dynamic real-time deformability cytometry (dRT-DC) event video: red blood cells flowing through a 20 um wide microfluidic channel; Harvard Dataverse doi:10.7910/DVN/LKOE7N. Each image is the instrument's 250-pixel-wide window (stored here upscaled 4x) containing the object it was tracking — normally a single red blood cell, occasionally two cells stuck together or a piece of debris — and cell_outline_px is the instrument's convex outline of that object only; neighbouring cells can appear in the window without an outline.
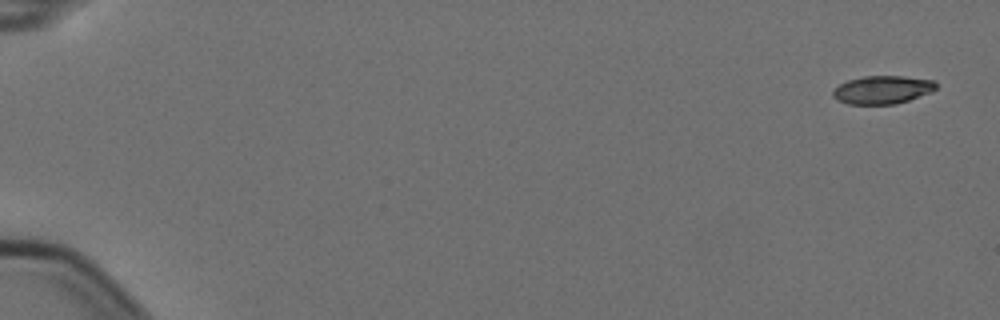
{"species": "Egyptian fruit bat (a non-hibernating species)", "species_latin": "Rousettus aegyptiacus", "temperature_condition": "cold", "stored_images_in_passage": 5, "camera_frame_rate_fps": 3000, "um_per_image_px": 0.085, "animal": {"sex": "female"}, "frame": {"image": 1, "passage_image": 1, "time_ms": 0.0, "image_size_px": [1000, 320], "cell_outline_px": [[936, 88], [932, 92], [896, 104], [848, 104], [836, 100], [832, 96], [832, 92], [840, 84], [848, 80], [864, 76], [904, 76], [936, 80]], "centroid_in_image_um": [75.02, 7.63], "position_along_channel_um": 10.0, "area_um2": 16.99}}
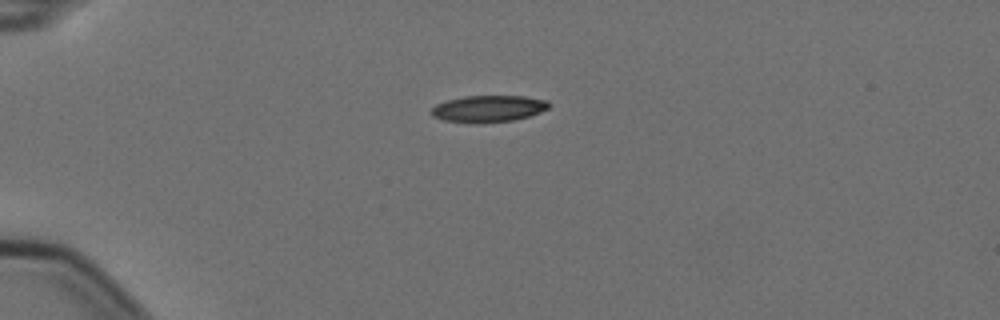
{"frame": {"image": 2, "passage_image": 5, "time_ms": 1.333, "image_size_px": [1000, 320], "cell_outline_px": [[552, 104], [548, 108], [540, 112], [528, 116], [512, 120], [476, 124], [472, 124], [444, 120], [432, 116], [428, 112], [436, 104], [448, 100], [464, 96], [524, 96], [548, 100]], "centroid_in_image_um": [41.49, 9.24], "position_along_channel_um": 43.5, "area_um2": 18.5}}